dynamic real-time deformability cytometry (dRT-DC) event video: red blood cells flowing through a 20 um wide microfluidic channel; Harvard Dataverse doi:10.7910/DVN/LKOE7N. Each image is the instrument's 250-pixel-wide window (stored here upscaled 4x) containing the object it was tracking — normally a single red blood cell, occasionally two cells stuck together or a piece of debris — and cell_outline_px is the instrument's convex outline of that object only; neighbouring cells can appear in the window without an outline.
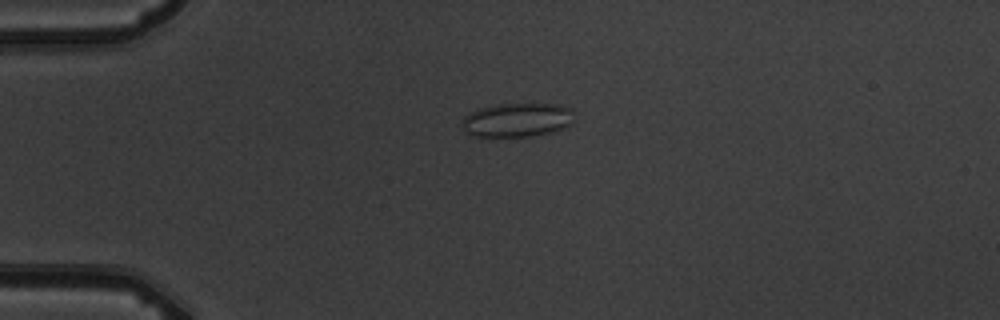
{"species": "common noctule bat (a hibernating species)", "species_latin": "Nyctalus noctula", "temperature_condition": "warm", "stored_images_in_passage": 4, "camera_frame_rate_fps": 3000, "um_per_image_px": 0.085, "animal": {"sex": "male", "body_mass_g": 19.5, "forearm_length_mm": 54.6}, "frame": {"image": 1, "passage_image": 4, "time_ms": 4.0, "image_size_px": [1000, 320], "cell_outline_px": [[576, 112], [572, 124], [568, 128], [552, 132], [528, 136], [476, 136], [464, 132], [460, 124], [460, 120], [464, 116], [476, 108], [496, 104], [560, 104], [572, 108]], "centroid_in_image_um": [43.98, 10.18], "position_along_channel_um": 41.0, "area_um2": 22.83}}